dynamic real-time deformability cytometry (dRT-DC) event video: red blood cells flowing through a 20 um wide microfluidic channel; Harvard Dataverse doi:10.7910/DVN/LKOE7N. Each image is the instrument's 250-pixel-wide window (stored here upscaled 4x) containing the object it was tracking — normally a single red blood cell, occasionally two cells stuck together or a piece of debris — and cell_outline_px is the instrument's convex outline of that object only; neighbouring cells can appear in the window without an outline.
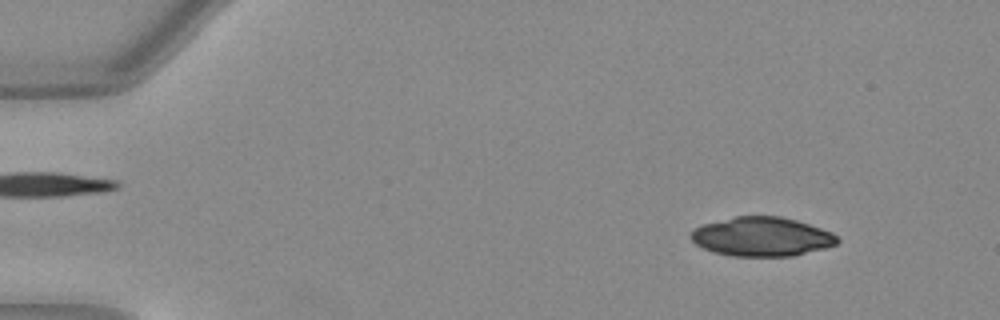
{"species": "Egyptian fruit bat (a non-hibernating species)", "species_latin": "Rousettus aegyptiacus", "temperature_condition": "warm", "stored_images_in_passage": 48, "camera_frame_rate_fps": 3000, "um_per_image_px": 0.085, "animal": {"sex": "female"}, "frame": {"image": 1, "passage_image": 3, "time_ms": 0.667, "image_size_px": [1000, 320], "cell_outline_px": [[840, 240], [836, 244], [824, 248], [792, 256], [732, 256], [712, 252], [696, 244], [688, 236], [696, 228], [704, 224], [736, 216], [780, 216], [796, 220], [832, 232]], "centroid_in_image_um": [64.75, 20.12], "position_along_channel_um": 20.3, "area_um2": 33.18}}